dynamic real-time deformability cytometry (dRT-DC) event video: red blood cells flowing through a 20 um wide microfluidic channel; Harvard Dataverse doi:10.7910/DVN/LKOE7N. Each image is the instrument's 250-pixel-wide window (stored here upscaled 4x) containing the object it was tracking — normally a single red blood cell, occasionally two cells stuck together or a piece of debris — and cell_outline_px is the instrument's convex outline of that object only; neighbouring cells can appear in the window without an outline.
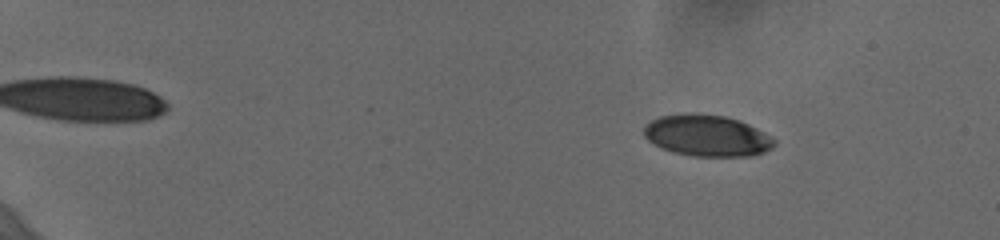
{"species": "human", "species_latin": "Homo sapiens", "temperature_condition": "cold", "stored_images_in_passage": 56, "camera_frame_rate_fps": 3000, "um_per_image_px": 0.085, "donor": {"sex": "female"}, "frame": {"image": 1, "passage_image": 8, "time_ms": 2.333, "image_size_px": [1000, 240], "cell_outline_px": [[776, 144], [772, 148], [764, 152], [752, 156], [692, 156], [672, 152], [652, 144], [644, 136], [644, 128], [652, 120], [660, 116], [688, 112], [724, 116], [740, 120], [764, 132], [776, 140]], "centroid_in_image_um": [60.1, 11.53], "position_along_channel_um": 24.9, "area_um2": 31.62}}
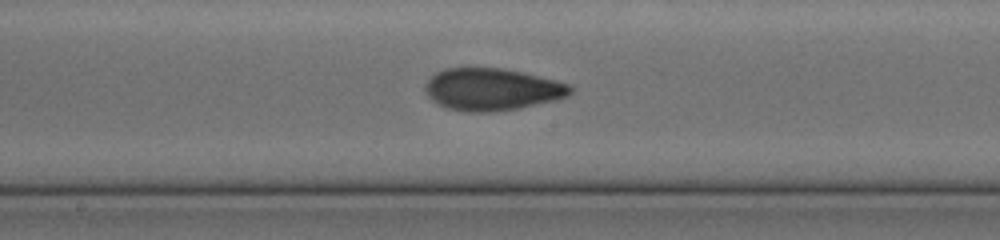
{"frame": {"image": 2, "passage_image": 34, "time_ms": 11.0, "image_size_px": [1000, 240], "cell_outline_px": [[572, 92], [568, 96], [556, 100], [520, 108], [492, 112], [468, 112], [448, 108], [432, 100], [428, 96], [424, 88], [428, 80], [436, 72], [444, 68], [504, 68], [524, 72], [568, 84], [572, 88]], "centroid_in_image_um": [41.82, 7.59], "position_along_channel_um": 206.4, "area_um2": 35.6}}
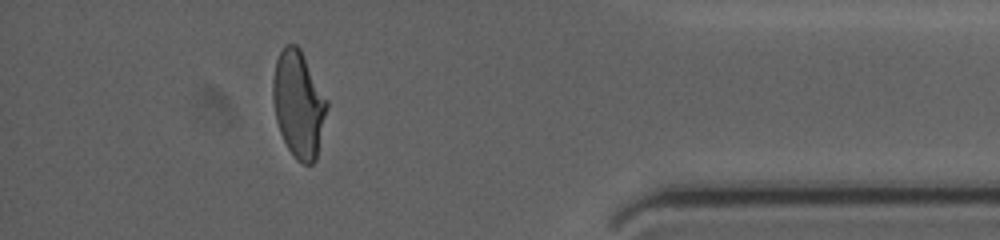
{"frame": {"image": 3, "passage_image": 53, "time_ms": 17.333, "image_size_px": [1000, 240], "cell_outline_px": [[328, 108], [316, 160], [312, 164], [304, 164], [296, 160], [288, 148], [280, 132], [276, 120], [272, 96], [272, 80], [276, 60], [284, 44], [296, 44], [300, 48], [328, 100]], "centroid_in_image_um": [25.38, 8.85], "position_along_channel_um": 409.8, "area_um2": 33.76}}